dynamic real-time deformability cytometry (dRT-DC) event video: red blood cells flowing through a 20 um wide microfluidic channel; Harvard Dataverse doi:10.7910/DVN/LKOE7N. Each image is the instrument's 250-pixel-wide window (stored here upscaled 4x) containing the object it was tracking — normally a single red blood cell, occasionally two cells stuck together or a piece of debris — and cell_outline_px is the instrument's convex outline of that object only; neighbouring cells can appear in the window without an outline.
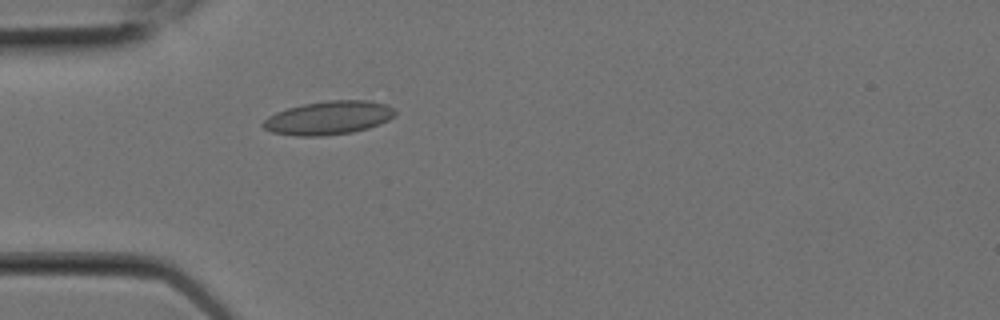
{"species": "Egyptian fruit bat (a non-hibernating species)", "species_latin": "Rousettus aegyptiacus", "temperature_condition": "room temperature", "stored_images_in_passage": 6, "camera_frame_rate_fps": 3000, "um_per_image_px": 0.085, "animal": {"sex": "female"}, "frame": {"image": 1, "passage_image": 6, "time_ms": 1.667, "image_size_px": [1000, 320], "cell_outline_px": [[396, 112], [388, 120], [380, 124], [368, 128], [352, 132], [320, 136], [296, 136], [272, 132], [264, 128], [260, 124], [268, 116], [276, 112], [288, 108], [304, 104], [328, 100], [368, 100], [384, 104], [396, 108]], "centroid_in_image_um": [27.92, 10.01], "position_along_channel_um": 57.1, "area_um2": 25.78}}